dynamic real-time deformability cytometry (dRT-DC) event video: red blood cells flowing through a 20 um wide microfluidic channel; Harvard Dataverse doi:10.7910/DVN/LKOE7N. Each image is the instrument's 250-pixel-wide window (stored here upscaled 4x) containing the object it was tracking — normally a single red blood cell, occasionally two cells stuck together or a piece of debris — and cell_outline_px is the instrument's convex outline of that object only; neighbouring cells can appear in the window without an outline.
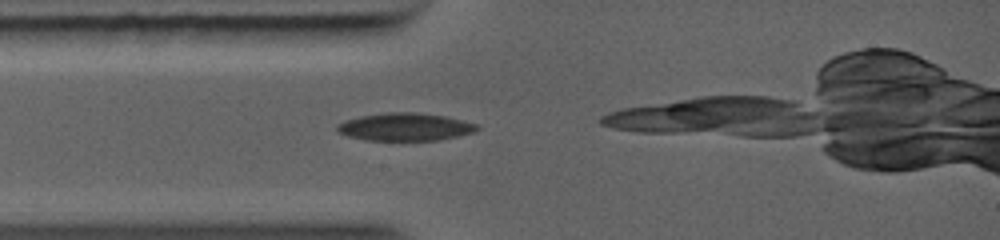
{"species": "common noctule bat (a hibernating species)", "species_latin": "Nyctalus noctula", "temperature_condition": "warm", "stored_images_in_passage": 8, "camera_frame_rate_fps": 5000, "um_per_image_px": 0.085, "animal": {"sex": "female", "body_mass_g": 19.0, "forearm_length_mm": 56.7}, "frame": {"image": 1, "passage_image": 1, "time_ms": 0.0, "image_size_px": [1000, 240], "cell_outline_px": [[480, 128], [472, 132], [432, 140], [372, 140], [352, 136], [340, 132], [336, 128], [336, 124], [344, 120], [360, 116], [388, 112], [408, 112], [444, 116], [476, 124]], "centroid_in_image_um": [34.38, 10.77], "position_along_channel_um": 50.6, "area_um2": 21.85}}
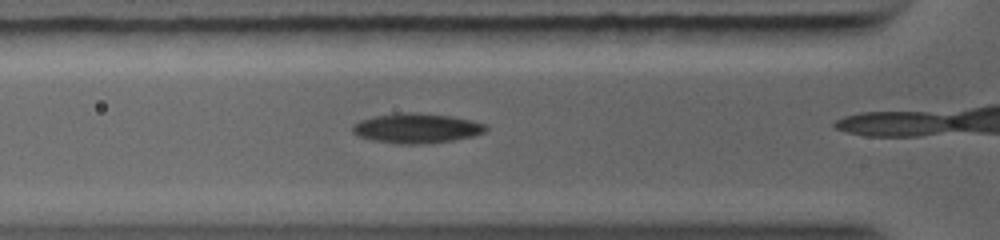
{"frame": {"image": 2, "passage_image": 5, "time_ms": 0.8, "image_size_px": [1000, 240], "cell_outline_px": [[488, 128], [484, 132], [468, 136], [444, 140], [384, 140], [360, 136], [352, 128], [360, 120], [376, 116], [400, 112], [408, 112], [452, 116], [484, 124]], "centroid_in_image_um": [35.45, 10.8], "position_along_channel_um": 90.4, "area_um2": 20.75}}